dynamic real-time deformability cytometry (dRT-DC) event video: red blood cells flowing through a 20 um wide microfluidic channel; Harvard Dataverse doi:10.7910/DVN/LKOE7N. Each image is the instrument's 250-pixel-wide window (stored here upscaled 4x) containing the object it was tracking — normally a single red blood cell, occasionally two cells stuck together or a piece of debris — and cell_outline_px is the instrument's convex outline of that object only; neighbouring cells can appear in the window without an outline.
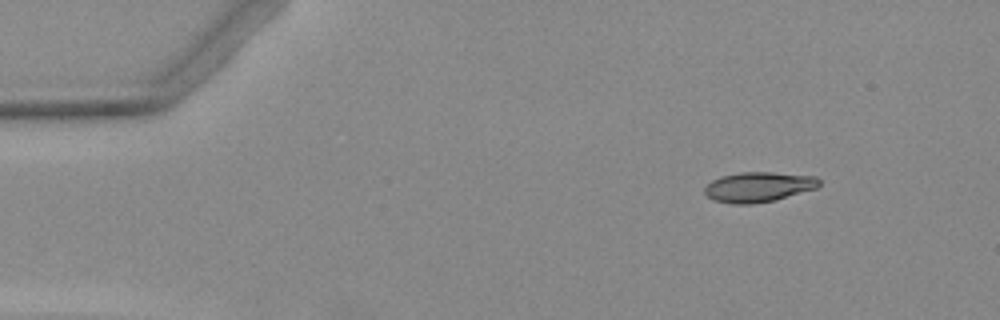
{"species": "Egyptian fruit bat (a non-hibernating species)", "species_latin": "Rousettus aegyptiacus", "temperature_condition": "warm", "stored_images_in_passage": 5, "camera_frame_rate_fps": 3000, "um_per_image_px": 0.085, "animal": {"sex": "female"}, "frame": {"image": 1, "passage_image": 2, "time_ms": 1.0, "image_size_px": [1000, 320], "cell_outline_px": [[820, 184], [816, 188], [776, 200], [752, 204], [732, 204], [712, 200], [704, 192], [704, 188], [712, 180], [720, 176], [740, 172], [772, 172], [816, 176], [820, 180]], "centroid_in_image_um": [64.46, 15.89], "position_along_channel_um": 20.5, "area_um2": 20.17}}
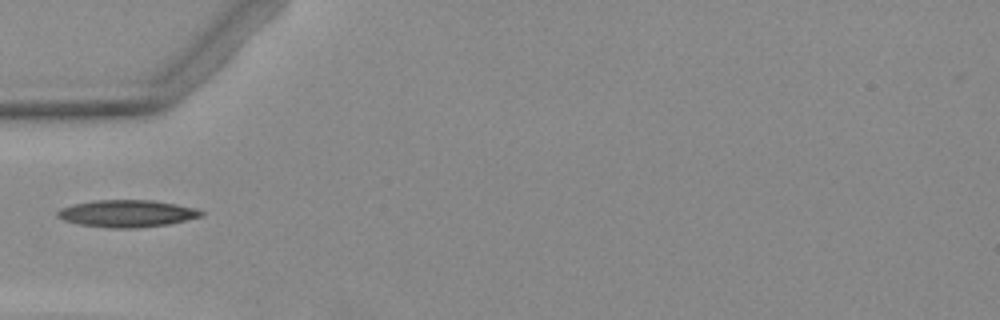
{"frame": {"image": 2, "passage_image": 4, "time_ms": 4.667, "image_size_px": [1000, 320], "cell_outline_px": [[204, 216], [168, 224], [136, 228], [108, 228], [80, 224], [64, 220], [56, 216], [56, 212], [60, 208], [72, 204], [92, 200], [152, 200], [176, 204], [196, 208], [204, 212]], "centroid_in_image_um": [10.78, 18.14], "position_along_channel_um": 74.2, "area_um2": 22.83}}
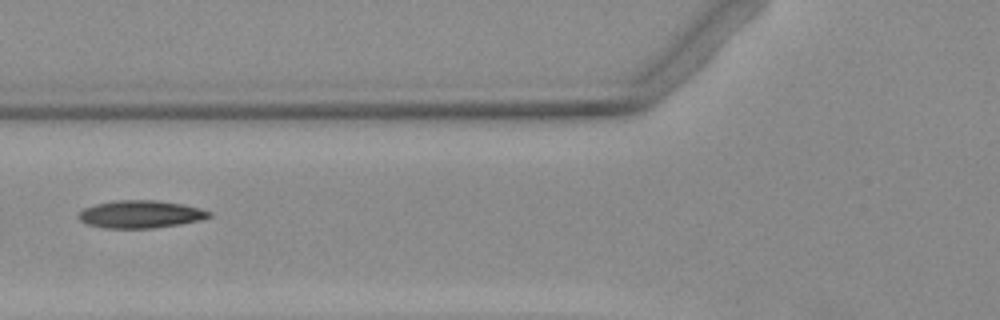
{"frame": {"image": 3, "passage_image": 5, "time_ms": 5.667, "image_size_px": [1000, 320], "cell_outline_px": [[212, 216], [200, 220], [180, 224], [152, 228], [104, 228], [88, 224], [80, 220], [80, 212], [84, 208], [96, 204], [116, 200], [156, 200], [184, 204], [200, 208], [212, 212]], "centroid_in_image_um": [11.99, 18.2], "position_along_channel_um": 113.8, "area_um2": 20.92}}